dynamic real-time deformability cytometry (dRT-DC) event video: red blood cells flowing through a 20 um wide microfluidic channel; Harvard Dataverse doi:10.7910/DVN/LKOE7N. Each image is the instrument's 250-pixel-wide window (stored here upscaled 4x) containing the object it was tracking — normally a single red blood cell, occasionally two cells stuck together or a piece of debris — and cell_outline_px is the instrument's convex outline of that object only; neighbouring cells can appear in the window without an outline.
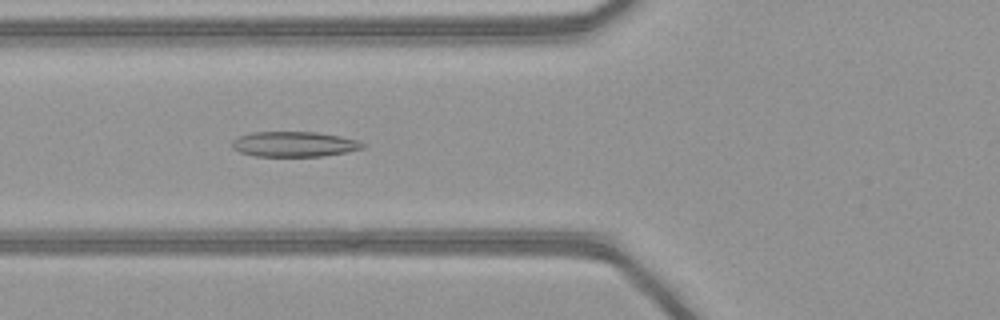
{"species": "common noctule bat (a hibernating species)", "species_latin": "Nyctalus noctula", "temperature_condition": "warm", "stored_images_in_passage": 50, "camera_frame_rate_fps": 3000, "um_per_image_px": 0.085, "animal": {"sex": "female", "body_mass_g": 21.9}, "frame": {"image": 1, "passage_image": 20, "time_ms": 6.333, "image_size_px": [1000, 320], "cell_outline_px": [[364, 148], [324, 156], [256, 156], [240, 152], [232, 148], [232, 140], [240, 136], [252, 132], [316, 132], [340, 136], [360, 140], [364, 144]], "centroid_in_image_um": [25.01, 12.25], "position_along_channel_um": 100.8, "area_um2": 19.13}}
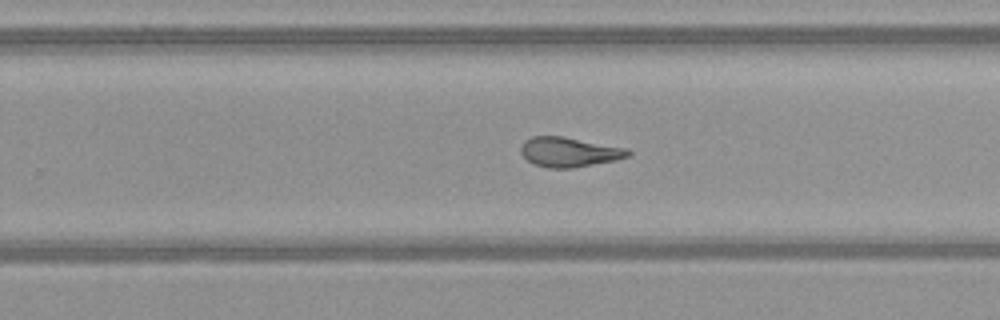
{"frame": {"image": 2, "passage_image": 33, "time_ms": 10.667, "image_size_px": [1000, 320], "cell_outline_px": [[632, 152], [628, 156], [616, 160], [572, 168], [548, 168], [532, 164], [520, 152], [520, 148], [524, 140], [532, 136], [564, 136], [628, 148]], "centroid_in_image_um": [48.37, 12.91], "position_along_channel_um": 281.4, "area_um2": 18.73}}
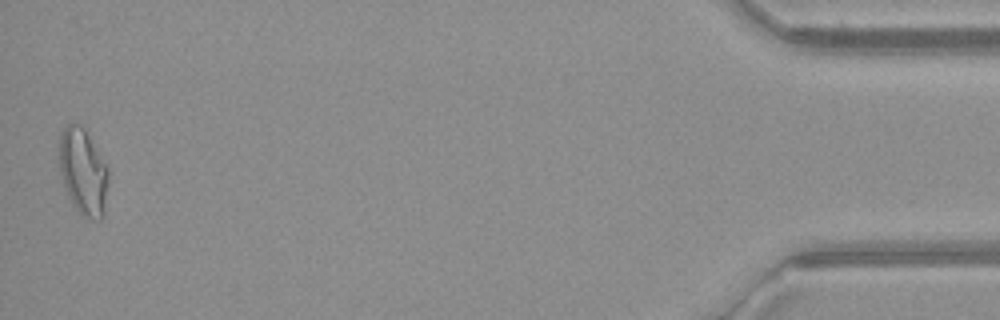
{"frame": {"image": 3, "passage_image": 50, "time_ms": 16.333, "image_size_px": [1000, 320], "cell_outline_px": [[108, 184], [104, 216], [100, 220], [88, 220], [80, 216], [72, 204], [68, 196], [60, 172], [56, 156], [60, 132], [72, 120], [80, 124], [84, 128], [108, 168]], "centroid_in_image_um": [7.03, 14.61], "position_along_channel_um": 428.2, "area_um2": 25.61}, "authors_computed_cell_mechanics": {"area_um2": 20.4901, "velocity_mm_per_s": 4.1565, "shape_relaxation_time_tau1_ms": null, "shape_relaxation_time_tau2_ms": 1.5119, "deformation_change_tau1": null, "deformation_change_tau2": 0.1069}}